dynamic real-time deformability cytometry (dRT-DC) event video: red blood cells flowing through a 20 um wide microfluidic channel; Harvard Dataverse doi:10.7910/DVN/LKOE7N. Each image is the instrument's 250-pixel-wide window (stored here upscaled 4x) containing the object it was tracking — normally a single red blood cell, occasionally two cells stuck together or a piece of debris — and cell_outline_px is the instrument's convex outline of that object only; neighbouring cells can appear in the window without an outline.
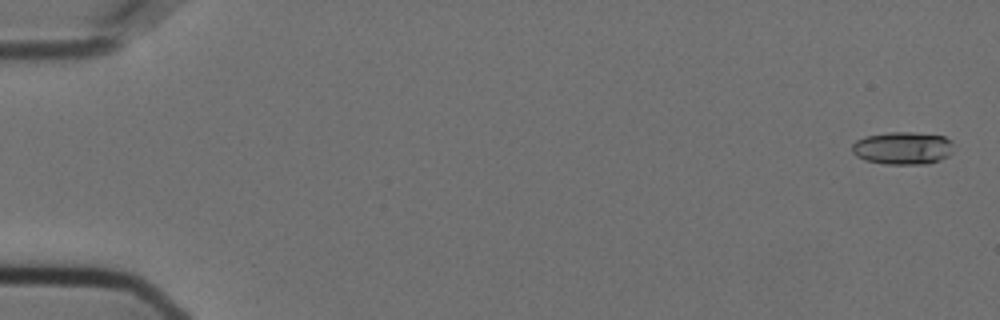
{"species": "Egyptian fruit bat (a non-hibernating species)", "species_latin": "Rousettus aegyptiacus", "temperature_condition": "cold", "stored_images_in_passage": 56, "camera_frame_rate_fps": 3000, "um_per_image_px": 0.085, "animal": {"sex": "female"}, "frame": {"image": 1, "passage_image": 1, "time_ms": 0.0, "image_size_px": [1000, 320], "cell_outline_px": [[952, 152], [948, 156], [940, 160], [928, 164], [884, 164], [864, 160], [856, 156], [852, 152], [852, 144], [856, 140], [864, 136], [888, 132], [912, 132], [944, 136], [952, 140]], "centroid_in_image_um": [76.72, 12.59], "position_along_channel_um": 8.3, "area_um2": 19.59}}
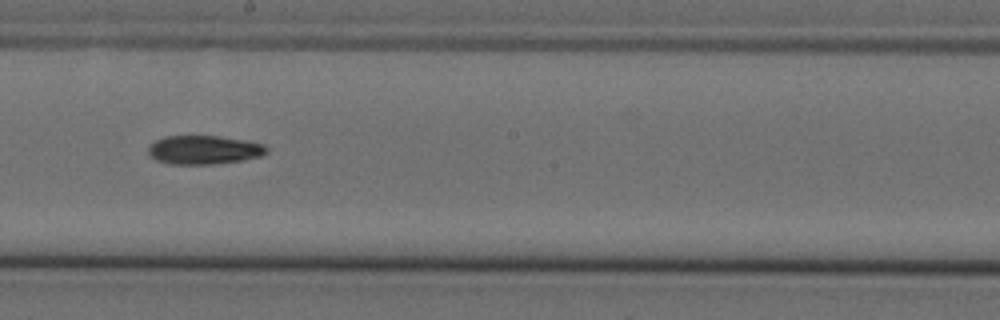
{"frame": {"image": 2, "passage_image": 32, "time_ms": 10.333, "image_size_px": [1000, 320], "cell_outline_px": [[268, 152], [260, 156], [244, 160], [212, 164], [168, 164], [156, 160], [148, 152], [148, 148], [156, 140], [164, 136], [220, 136], [244, 140], [264, 144], [268, 148]], "centroid_in_image_um": [17.35, 12.74], "position_along_channel_um": 230.8, "area_um2": 19.83}}
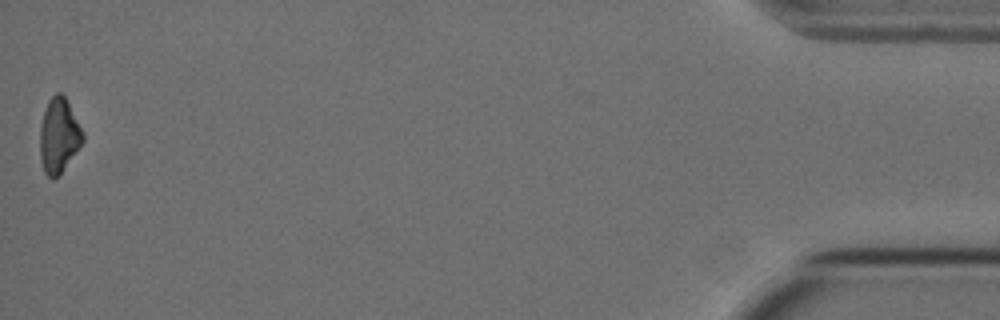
{"frame": {"image": 3, "passage_image": 56, "time_ms": 18.333, "image_size_px": [1000, 320], "cell_outline_px": [[84, 140], [60, 176], [48, 176], [44, 172], [40, 160], [40, 128], [44, 112], [48, 100], [56, 92], [60, 92], [64, 96], [84, 132]], "centroid_in_image_um": [5.0, 11.54], "position_along_channel_um": 430.2, "area_um2": 18.55}, "authors_computed_cell_mechanics": {"area_um2": 19.4497, "velocity_mm_per_s": 3.6202, "shape_relaxation_time_tau1_ms": 6.9854, "shape_relaxation_time_tau2_ms": null, "deformation_change_tau1": 0.1697, "deformation_change_tau2": null}}